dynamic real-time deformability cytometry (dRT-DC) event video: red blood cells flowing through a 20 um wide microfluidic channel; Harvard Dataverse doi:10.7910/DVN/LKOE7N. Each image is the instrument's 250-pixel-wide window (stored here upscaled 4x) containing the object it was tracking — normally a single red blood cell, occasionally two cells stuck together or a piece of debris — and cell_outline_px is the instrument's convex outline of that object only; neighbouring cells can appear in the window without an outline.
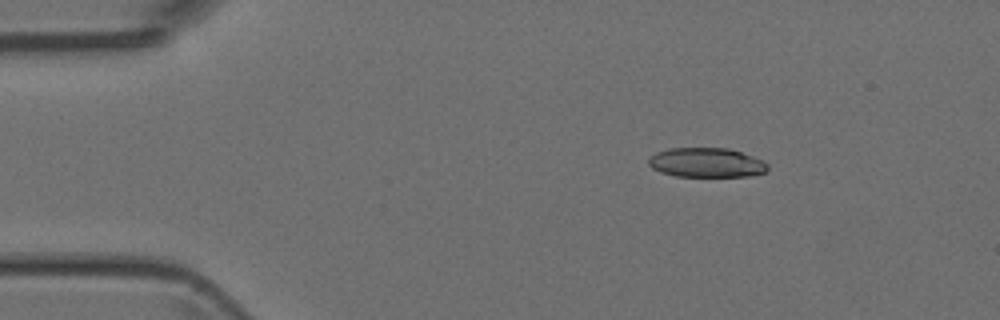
{"species": "Egyptian fruit bat (a non-hibernating species)", "species_latin": "Rousettus aegyptiacus", "temperature_condition": "room temperature", "stored_images_in_passage": 5, "camera_frame_rate_fps": 3000, "um_per_image_px": 0.085, "animal": {"sex": "female"}, "frame": {"image": 1, "passage_image": 3, "time_ms": 2.333, "image_size_px": [1000, 320], "cell_outline_px": [[768, 168], [764, 172], [748, 176], [676, 176], [660, 172], [652, 168], [648, 164], [648, 160], [656, 152], [668, 148], [728, 148], [752, 156], [768, 164]], "centroid_in_image_um": [60.01, 13.82], "position_along_channel_um": 25.0, "area_um2": 20.29}}
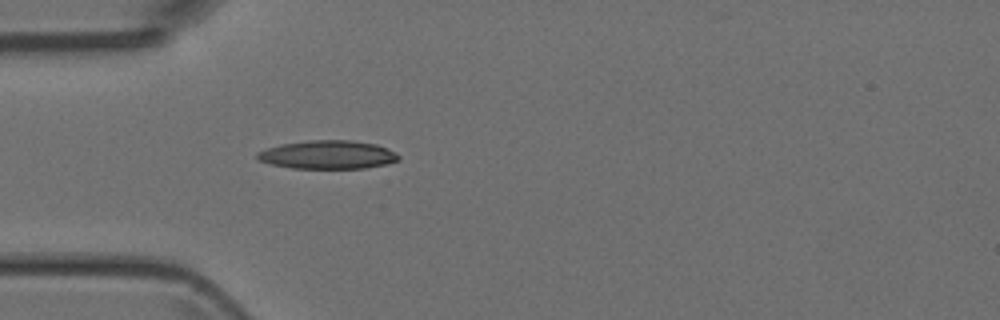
{"frame": {"image": 2, "passage_image": 5, "time_ms": 4.667, "image_size_px": [1000, 320], "cell_outline_px": [[400, 160], [384, 164], [364, 168], [292, 168], [272, 164], [256, 160], [256, 152], [280, 144], [308, 140], [352, 140], [376, 144], [388, 148], [396, 152], [400, 156]], "centroid_in_image_um": [27.86, 13.14], "position_along_channel_um": 57.1, "area_um2": 23.52}}